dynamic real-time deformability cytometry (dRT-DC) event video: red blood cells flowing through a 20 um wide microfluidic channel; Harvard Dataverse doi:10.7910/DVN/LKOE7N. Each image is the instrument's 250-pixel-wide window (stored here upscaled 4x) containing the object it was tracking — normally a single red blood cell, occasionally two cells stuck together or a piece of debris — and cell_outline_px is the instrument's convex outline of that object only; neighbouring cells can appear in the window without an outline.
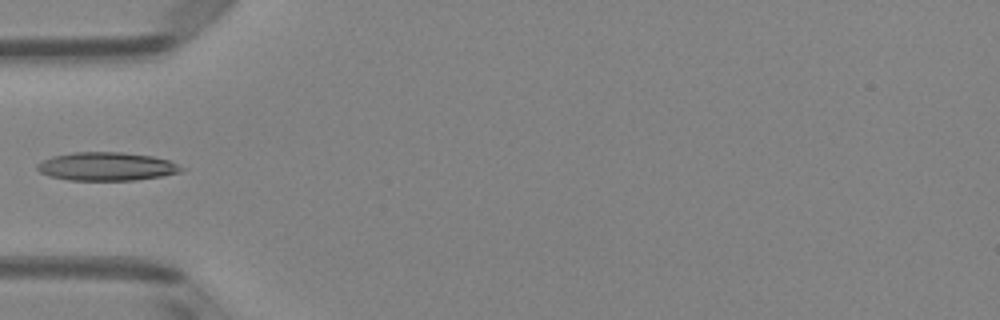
{"species": "Egyptian fruit bat (a non-hibernating species)", "species_latin": "Rousettus aegyptiacus", "temperature_condition": "room temperature", "stored_images_in_passage": 6, "camera_frame_rate_fps": 3000, "um_per_image_px": 0.085, "animal": {"sex": "female"}, "frame": {"image": 1, "passage_image": 5, "time_ms": 1.333, "image_size_px": [1000, 320], "cell_outline_px": [[184, 168], [180, 172], [160, 176], [136, 180], [68, 180], [48, 176], [40, 172], [36, 168], [36, 164], [52, 156], [72, 152], [120, 152], [152, 156], [168, 160]], "centroid_in_image_um": [9.01, 14.15], "position_along_channel_um": 76.0, "area_um2": 23.76}}
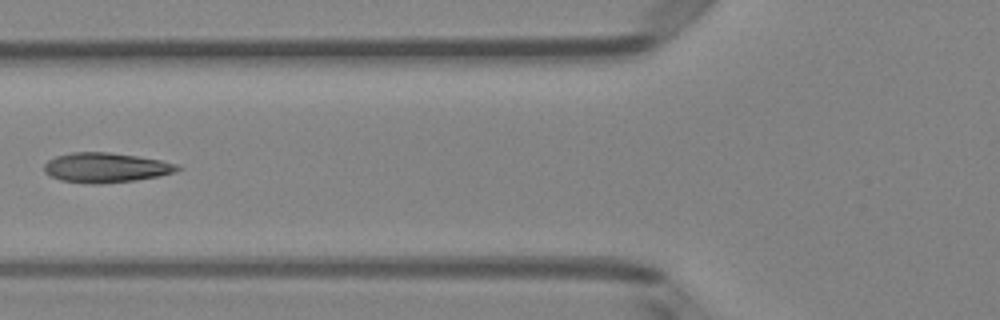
{"frame": {"image": 2, "passage_image": 6, "time_ms": 1.667, "image_size_px": [1000, 320], "cell_outline_px": [[184, 168], [160, 176], [136, 180], [100, 184], [88, 184], [60, 180], [44, 172], [44, 164], [48, 160], [56, 156], [72, 152], [108, 152], [136, 156], [160, 160], [176, 164]], "centroid_in_image_um": [8.98, 14.25], "position_along_channel_um": 116.8, "area_um2": 23.12}}